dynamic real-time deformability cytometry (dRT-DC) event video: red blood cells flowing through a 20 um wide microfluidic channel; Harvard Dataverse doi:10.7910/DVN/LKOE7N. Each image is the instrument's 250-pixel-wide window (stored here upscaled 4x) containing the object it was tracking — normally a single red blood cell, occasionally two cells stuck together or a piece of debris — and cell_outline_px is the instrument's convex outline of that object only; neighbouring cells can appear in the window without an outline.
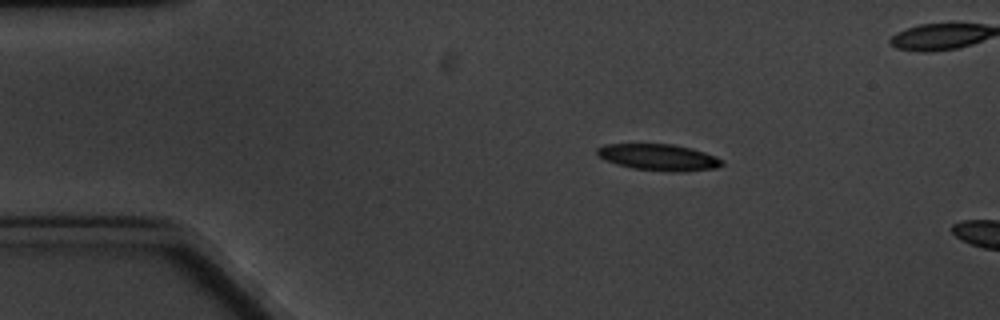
{"species": "common noctule bat (a hibernating species)", "species_latin": "Nyctalus noctula", "temperature_condition": "cold", "stored_images_in_passage": 4, "camera_frame_rate_fps": 3000, "um_per_image_px": 0.085, "animal": {"sex": "male", "body_mass_g": 20.1, "forearm_length_mm": 53.5}, "frame": {"image": 1, "passage_image": 2, "time_ms": 1.333, "image_size_px": [1000, 320], "cell_outline_px": [[724, 164], [716, 168], [680, 172], [668, 172], [632, 168], [616, 164], [604, 160], [596, 152], [596, 148], [604, 144], [672, 144], [692, 148], [716, 156], [724, 160]], "centroid_in_image_um": [56.0, 13.37], "position_along_channel_um": 29.0, "area_um2": 19.42}}